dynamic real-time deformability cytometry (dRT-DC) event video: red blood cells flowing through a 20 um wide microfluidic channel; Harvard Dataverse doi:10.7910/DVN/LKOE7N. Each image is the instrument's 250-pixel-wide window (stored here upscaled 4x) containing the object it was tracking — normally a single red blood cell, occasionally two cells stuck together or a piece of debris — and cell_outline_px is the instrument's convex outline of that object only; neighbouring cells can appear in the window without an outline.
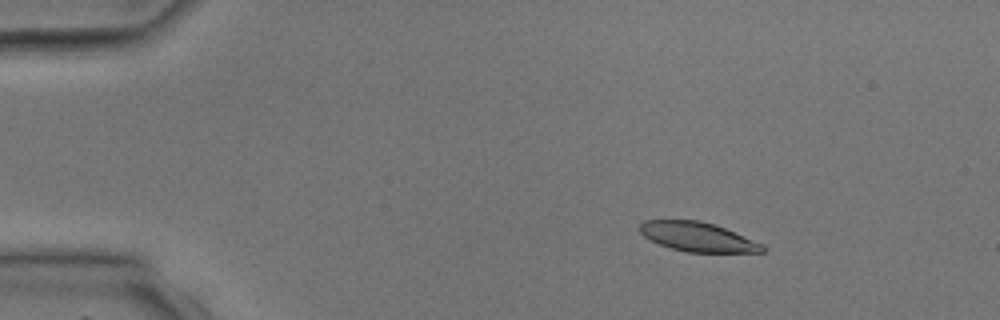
{"species": "common noctule bat (a hibernating species)", "species_latin": "Nyctalus noctula", "temperature_condition": "room temperature", "stored_images_in_passage": 3, "camera_frame_rate_fps": 3000, "um_per_image_px": 0.085, "animal": {"sex": "male", "body_mass_g": 17.9, "forearm_length_mm": 54.2}, "frame": {"image": 1, "passage_image": 3, "time_ms": 3.667, "image_size_px": [1000, 320], "cell_outline_px": [[768, 248], [764, 252], [688, 252], [672, 248], [648, 240], [636, 228], [644, 220], [700, 220], [716, 224], [764, 244]], "centroid_in_image_um": [59.31, 20.12], "position_along_channel_um": 25.7, "area_um2": 21.21}}